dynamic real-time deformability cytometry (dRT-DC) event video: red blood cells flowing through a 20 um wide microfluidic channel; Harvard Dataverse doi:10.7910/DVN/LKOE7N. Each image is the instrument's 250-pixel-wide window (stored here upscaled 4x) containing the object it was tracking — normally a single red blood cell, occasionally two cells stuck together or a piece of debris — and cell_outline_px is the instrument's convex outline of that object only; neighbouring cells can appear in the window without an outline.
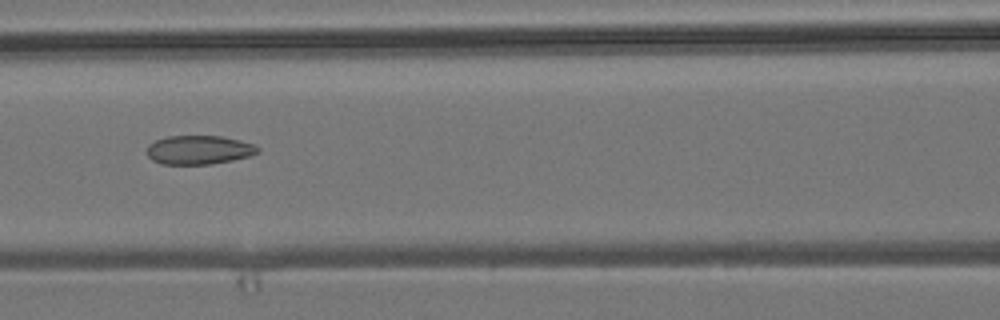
{"species": "common noctule bat (a hibernating species)", "species_latin": "Nyctalus noctula", "temperature_condition": "room temperature", "stored_images_in_passage": 8, "camera_frame_rate_fps": 3000, "um_per_image_px": 0.085, "animal": {"sex": "male", "body_mass_g": 19.2, "forearm_length_mm": 51.8}, "frame": {"image": 1, "passage_image": 6, "time_ms": 1.667, "image_size_px": [1000, 320], "cell_outline_px": [[260, 152], [248, 156], [232, 160], [212, 164], [160, 164], [152, 160], [148, 156], [148, 144], [156, 140], [168, 136], [224, 136], [240, 140], [252, 144], [260, 148]], "centroid_in_image_um": [16.91, 12.74], "position_along_channel_um": 149.7, "area_um2": 18.67}}
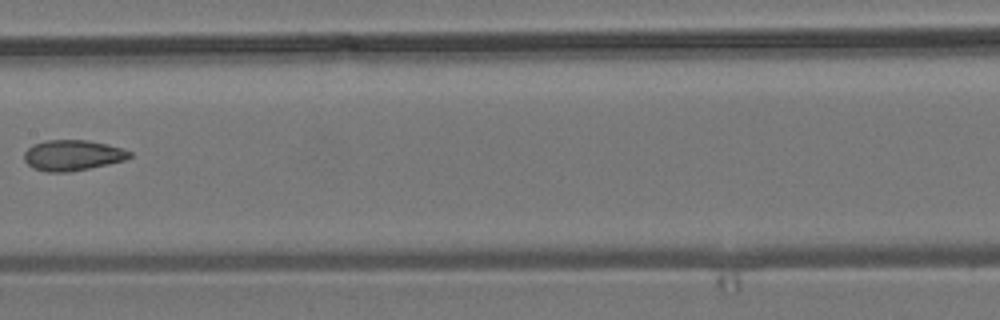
{"frame": {"image": 2, "passage_image": 7, "time_ms": 2.0, "image_size_px": [1000, 320], "cell_outline_px": [[132, 156], [124, 160], [108, 164], [68, 172], [48, 172], [32, 168], [24, 160], [24, 152], [32, 144], [44, 140], [88, 140], [108, 144], [132, 152]], "centroid_in_image_um": [6.14, 13.19], "position_along_channel_um": 201.3, "area_um2": 18.84}}
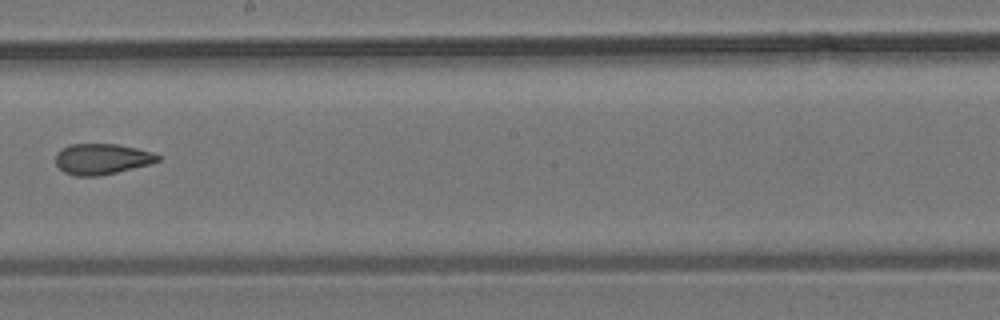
{"frame": {"image": 3, "passage_image": 8, "time_ms": 2.333, "image_size_px": [1000, 320], "cell_outline_px": [[160, 160], [152, 164], [100, 176], [76, 176], [64, 172], [56, 164], [56, 152], [60, 148], [68, 144], [116, 144], [136, 148], [152, 152], [160, 156]], "centroid_in_image_um": [8.65, 13.51], "position_along_channel_um": 239.6, "area_um2": 18.5}}